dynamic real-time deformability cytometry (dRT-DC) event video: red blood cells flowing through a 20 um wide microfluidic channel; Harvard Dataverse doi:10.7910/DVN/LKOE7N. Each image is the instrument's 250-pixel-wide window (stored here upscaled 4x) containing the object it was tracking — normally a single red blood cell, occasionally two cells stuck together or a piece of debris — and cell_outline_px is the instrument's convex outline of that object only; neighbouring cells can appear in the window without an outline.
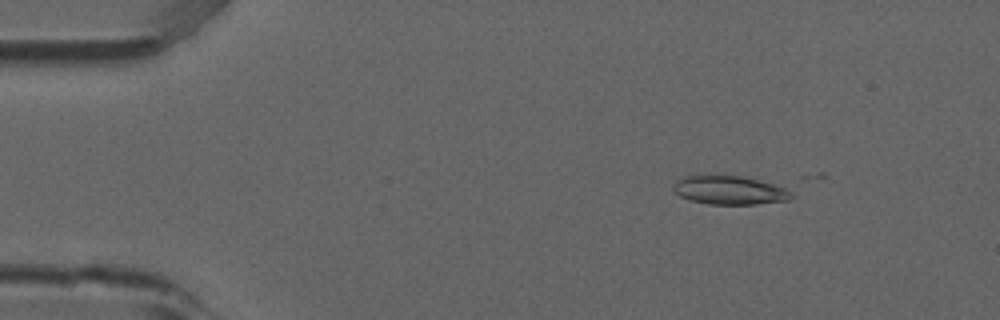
{"species": "common noctule bat (a hibernating species)", "species_latin": "Nyctalus noctula", "temperature_condition": "room temperature", "stored_images_in_passage": 5, "camera_frame_rate_fps": 3000, "um_per_image_px": 0.085, "animal": {"sex": "male", "forearm_length_mm": 52.5}, "frame": {"image": 1, "passage_image": 1, "time_ms": 0.0, "image_size_px": [1000, 320], "cell_outline_px": [[792, 196], [788, 200], [756, 204], [708, 204], [688, 200], [680, 196], [672, 188], [676, 180], [684, 176], [744, 176], [792, 188]], "centroid_in_image_um": [62.07, 16.17], "position_along_channel_um": 22.9, "area_um2": 19.88}}
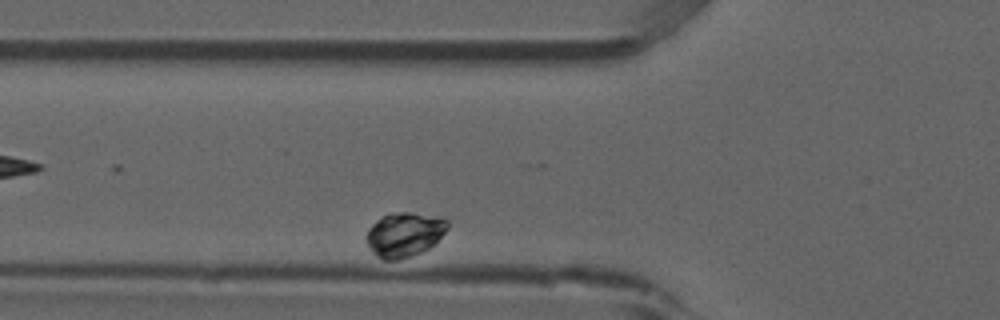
{"frame": {"image": 2, "passage_image": 5, "time_ms": 1.333, "image_size_px": [1000, 320], "cell_outline_px": [[448, 228], [428, 248], [412, 256], [396, 260], [384, 260], [376, 256], [368, 248], [368, 228], [376, 220], [392, 212], [408, 212], [440, 216], [448, 220]], "centroid_in_image_um": [34.37, 19.92], "position_along_channel_um": 91.4, "area_um2": 20.87}}